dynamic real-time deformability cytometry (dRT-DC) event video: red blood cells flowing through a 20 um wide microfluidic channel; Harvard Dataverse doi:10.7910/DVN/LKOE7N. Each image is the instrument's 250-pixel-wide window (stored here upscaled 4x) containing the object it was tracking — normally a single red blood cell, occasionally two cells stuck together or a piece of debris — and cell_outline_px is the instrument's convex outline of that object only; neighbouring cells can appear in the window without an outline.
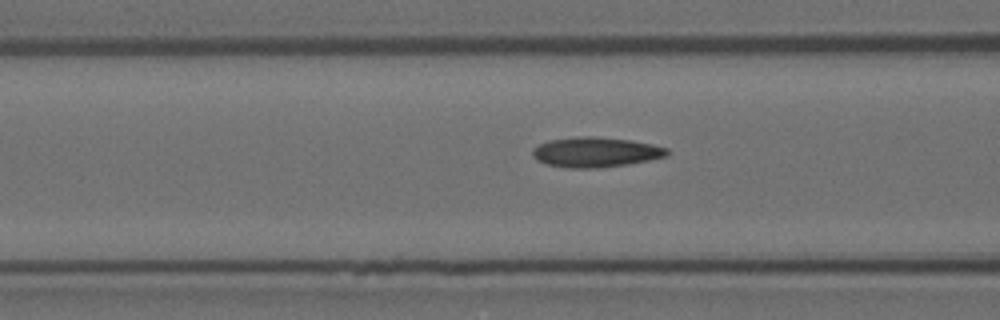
{"species": "Egyptian fruit bat (a non-hibernating species)", "species_latin": "Rousettus aegyptiacus", "temperature_condition": "room temperature", "stored_images_in_passage": 20, "camera_frame_rate_fps": 3000, "um_per_image_px": 0.085, "animal": {"sex": "female"}, "frame": {"image": 1, "passage_image": 18, "time_ms": 5.667, "image_size_px": [1000, 320], "cell_outline_px": [[668, 156], [628, 164], [600, 168], [568, 168], [548, 164], [536, 160], [532, 156], [532, 148], [548, 140], [580, 136], [592, 136], [632, 140], [652, 144], [668, 148]], "centroid_in_image_um": [50.62, 12.93], "position_along_channel_um": 116.0, "area_um2": 23.64}}